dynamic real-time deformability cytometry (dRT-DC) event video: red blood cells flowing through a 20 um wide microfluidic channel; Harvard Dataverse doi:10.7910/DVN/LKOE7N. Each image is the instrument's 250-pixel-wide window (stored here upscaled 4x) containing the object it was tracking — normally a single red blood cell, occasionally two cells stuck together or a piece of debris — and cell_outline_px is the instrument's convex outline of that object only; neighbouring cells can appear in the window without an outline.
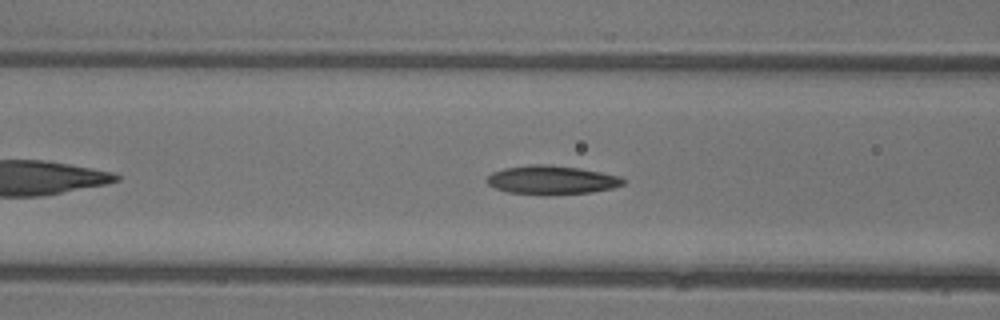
{"species": "common noctule bat (a hibernating species)", "species_latin": "Nyctalus noctula", "temperature_condition": "warm", "stored_images_in_passage": 28, "camera_frame_rate_fps": 3000, "um_per_image_px": 0.085, "animal": {"sex": "female"}, "frame": {"image": 1, "passage_image": 10, "time_ms": 3.0, "image_size_px": [1000, 320], "cell_outline_px": [[628, 180], [624, 184], [612, 188], [592, 192], [548, 196], [544, 196], [508, 192], [496, 188], [488, 184], [484, 180], [492, 172], [504, 168], [528, 164], [548, 164], [580, 168], [620, 176]], "centroid_in_image_um": [46.89, 15.31], "position_along_channel_um": 119.7, "area_um2": 23.35}}
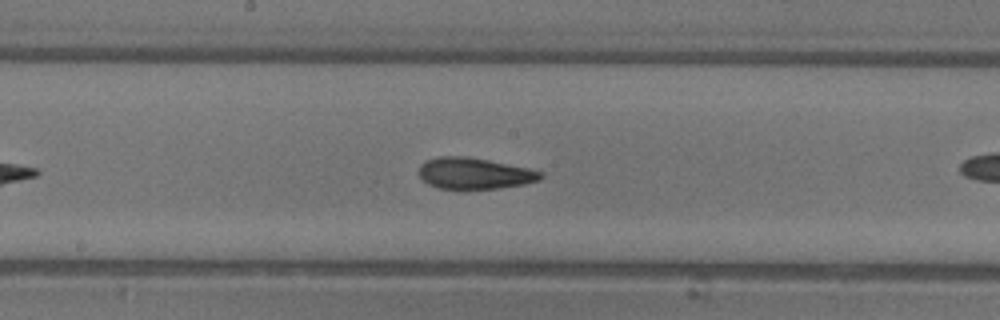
{"frame": {"image": 2, "passage_image": 16, "time_ms": 5.0, "image_size_px": [1000, 320], "cell_outline_px": [[544, 176], [536, 180], [524, 184], [500, 188], [468, 192], [436, 188], [420, 180], [420, 164], [424, 160], [436, 156], [468, 156], [528, 168], [544, 172]], "centroid_in_image_um": [40.26, 14.78], "position_along_channel_um": 207.9, "area_um2": 23.12}}
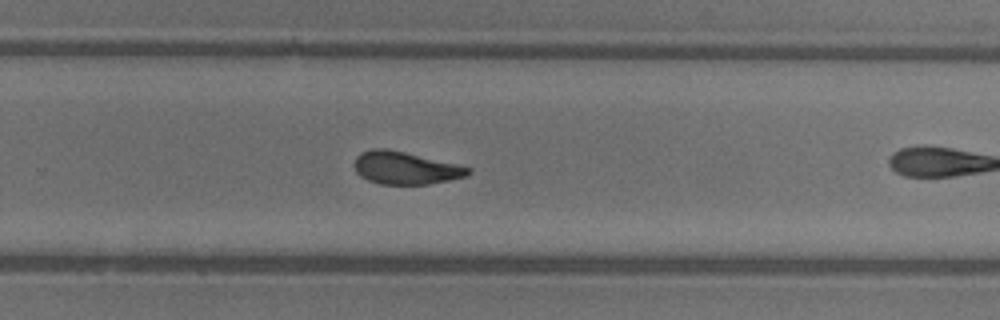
{"frame": {"image": 3, "passage_image": 22, "time_ms": 7.0, "image_size_px": [1000, 320], "cell_outline_px": [[472, 172], [464, 176], [448, 180], [428, 184], [380, 184], [368, 180], [360, 176], [356, 172], [352, 164], [356, 156], [360, 152], [372, 148], [388, 148], [456, 164], [472, 168]], "centroid_in_image_um": [34.39, 14.26], "position_along_channel_um": 295.4, "area_um2": 21.68}}